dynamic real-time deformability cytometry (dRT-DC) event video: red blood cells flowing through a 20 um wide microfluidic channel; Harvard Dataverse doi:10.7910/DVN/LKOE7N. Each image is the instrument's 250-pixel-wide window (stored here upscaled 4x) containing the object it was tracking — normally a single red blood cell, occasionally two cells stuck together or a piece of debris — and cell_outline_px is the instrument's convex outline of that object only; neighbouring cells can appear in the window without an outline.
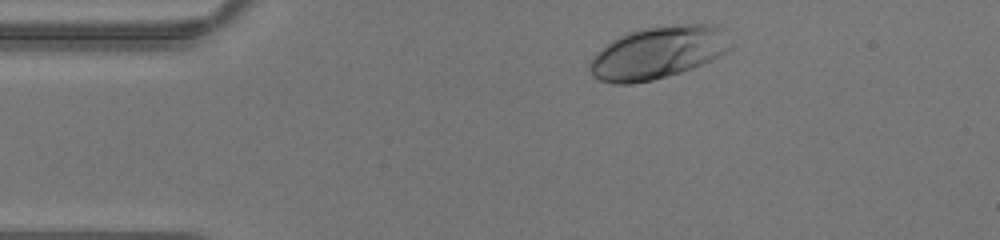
{"species": "human", "species_latin": "Homo sapiens", "temperature_condition": "warm", "stored_images_in_passage": 37, "camera_frame_rate_fps": 3000, "um_per_image_px": 0.085, "donor": {"sex": "male"}, "frame": {"image": 1, "passage_image": 2, "time_ms": 0.333, "image_size_px": [1000, 240], "cell_outline_px": [[732, 48], [720, 56], [692, 68], [680, 72], [652, 80], [632, 84], [612, 84], [600, 80], [592, 76], [588, 68], [588, 64], [592, 56], [604, 44], [628, 32], [640, 28], [688, 24], [716, 24], [724, 28], [732, 44]], "centroid_in_image_um": [55.92, 4.46], "position_along_channel_um": 29.1, "area_um2": 43.47}}
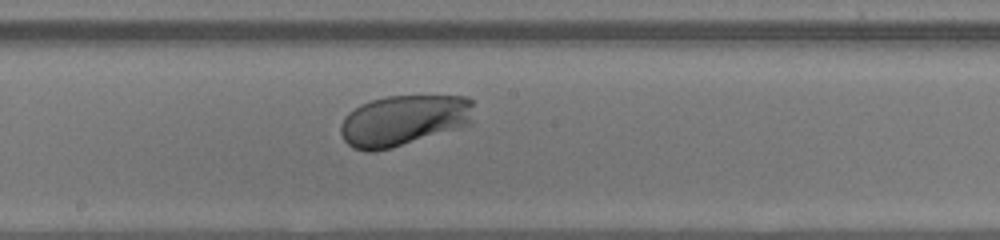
{"frame": {"image": 2, "passage_image": 17, "time_ms": 5.333, "image_size_px": [1000, 240], "cell_outline_px": [[472, 124], [460, 128], [392, 148], [376, 152], [364, 152], [352, 148], [344, 140], [340, 132], [340, 124], [344, 116], [348, 112], [360, 104], [384, 96], [468, 96], [472, 100]], "centroid_in_image_um": [34.28, 10.25], "position_along_channel_um": 213.9, "area_um2": 39.94}}
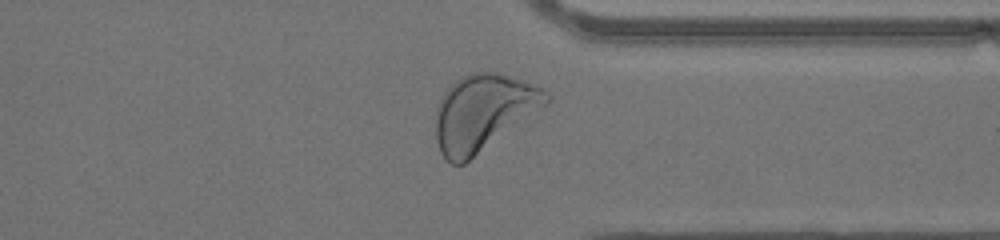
{"frame": {"image": 3, "passage_image": 27, "time_ms": 8.667, "image_size_px": [1000, 240], "cell_outline_px": [[552, 100], [464, 164], [452, 164], [440, 152], [436, 140], [436, 112], [440, 100], [444, 92], [460, 76], [468, 72], [496, 72], [532, 84], [540, 88], [552, 96]], "centroid_in_image_um": [41.05, 9.55], "position_along_channel_um": 370.4, "area_um2": 48.44}}